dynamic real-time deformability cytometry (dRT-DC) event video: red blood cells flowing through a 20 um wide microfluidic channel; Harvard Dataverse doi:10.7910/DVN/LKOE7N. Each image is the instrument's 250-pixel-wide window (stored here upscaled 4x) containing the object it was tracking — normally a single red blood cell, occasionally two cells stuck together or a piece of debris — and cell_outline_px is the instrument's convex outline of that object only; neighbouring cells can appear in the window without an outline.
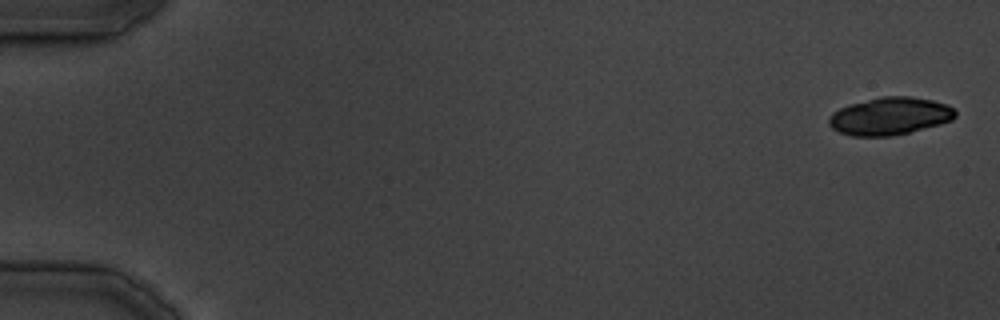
{"species": "common noctule bat (a hibernating species)", "species_latin": "Nyctalus noctula", "temperature_condition": "cold", "stored_images_in_passage": 38, "camera_frame_rate_fps": 3000, "um_per_image_px": 0.085, "animal": {"sex": "male", "body_mass_g": 19.5, "forearm_length_mm": 54.6}, "frame": {"image": 1, "passage_image": 1, "time_ms": 0.0, "image_size_px": [1000, 320], "cell_outline_px": [[956, 116], [952, 120], [940, 124], [892, 136], [852, 136], [840, 132], [832, 128], [828, 124], [828, 116], [832, 112], [848, 104], [880, 96], [908, 96], [932, 100], [948, 104], [956, 112]], "centroid_in_image_um": [75.61, 9.86], "position_along_channel_um": 9.4, "area_um2": 27.8}}
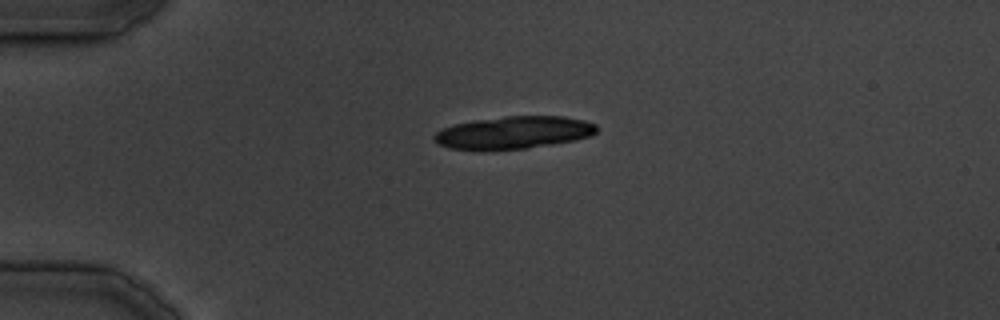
{"frame": {"image": 2, "passage_image": 10, "time_ms": 10.333, "image_size_px": [1000, 320], "cell_outline_px": [[600, 128], [592, 136], [576, 140], [528, 148], [448, 148], [436, 144], [432, 140], [432, 136], [440, 128], [452, 124], [472, 120], [504, 116], [564, 116], [584, 120], [596, 124]], "centroid_in_image_um": [43.67, 11.24], "position_along_channel_um": 41.3, "area_um2": 30.81}}
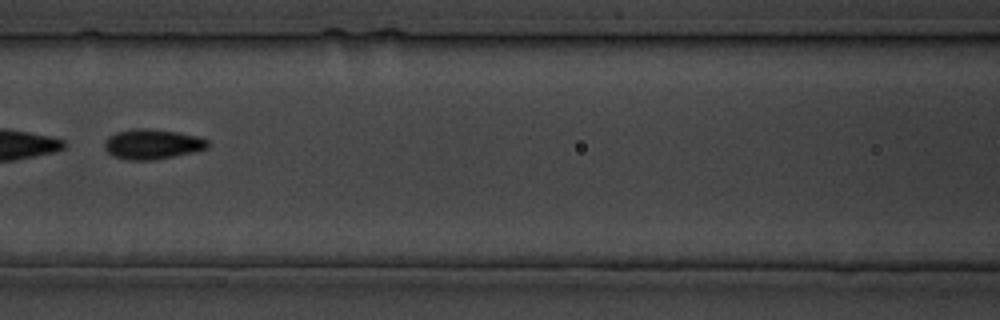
{"frame": {"image": 3, "passage_image": 19, "time_ms": 20.667, "image_size_px": [1000, 320], "cell_outline_px": [[208, 148], [192, 152], [156, 160], [128, 160], [112, 156], [104, 148], [104, 140], [108, 136], [116, 132], [144, 128], [148, 128], [176, 132], [200, 136], [208, 140]], "centroid_in_image_um": [12.93, 12.26], "position_along_channel_um": 153.7, "area_um2": 18.09}}